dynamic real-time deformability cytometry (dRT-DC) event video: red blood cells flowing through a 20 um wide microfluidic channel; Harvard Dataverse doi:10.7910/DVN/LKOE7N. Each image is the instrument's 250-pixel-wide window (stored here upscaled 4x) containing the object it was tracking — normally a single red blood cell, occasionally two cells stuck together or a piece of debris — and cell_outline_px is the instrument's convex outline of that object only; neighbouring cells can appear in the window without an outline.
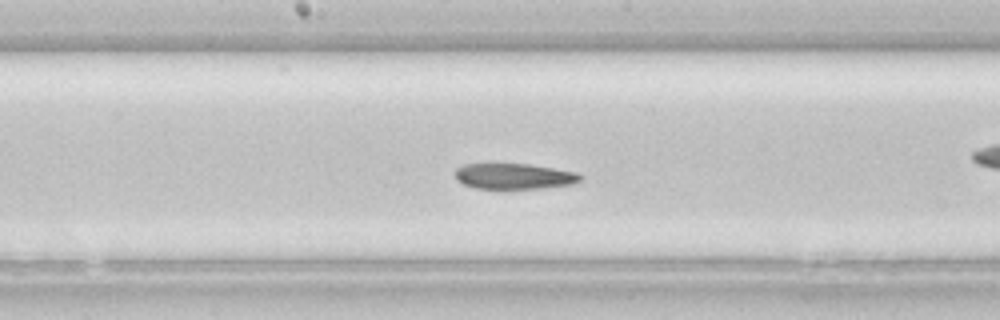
{"species": "common noctule bat (a hibernating species)", "species_latin": "Nyctalus noctula", "temperature_condition": "room temperature", "stored_images_in_passage": 39, "camera_frame_rate_fps": 3000, "um_per_image_px": 0.085, "animal": {"sex": "female", "body_mass_g": 22.7, "forearm_length_mm": 54.2}, "frame": {"image": 1, "passage_image": 17, "time_ms": 5.333, "image_size_px": [1000, 320], "cell_outline_px": [[584, 176], [576, 184], [540, 188], [476, 188], [464, 184], [456, 180], [456, 168], [464, 164], [528, 164], [576, 172]], "centroid_in_image_um": [43.72, 14.98], "position_along_channel_um": 204.5, "area_um2": 18.61}}